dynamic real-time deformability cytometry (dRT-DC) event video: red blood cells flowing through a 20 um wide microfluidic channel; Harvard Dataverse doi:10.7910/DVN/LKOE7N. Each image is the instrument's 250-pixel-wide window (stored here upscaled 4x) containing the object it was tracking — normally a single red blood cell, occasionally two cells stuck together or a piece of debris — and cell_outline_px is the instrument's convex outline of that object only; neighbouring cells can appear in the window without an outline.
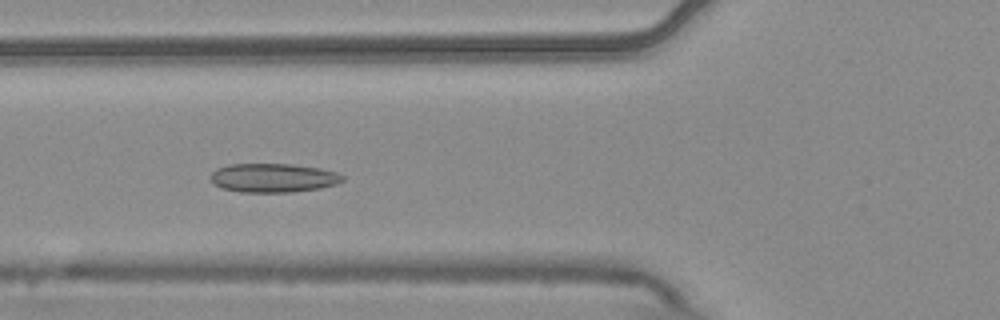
{"species": "common noctule bat (a hibernating species)", "species_latin": "Nyctalus noctula", "temperature_condition": "warm", "stored_images_in_passage": 5, "camera_frame_rate_fps": 3000, "um_per_image_px": 0.085, "animal": {"sex": "male", "body_mass_g": 20.4}, "frame": {"image": 1, "passage_image": 3, "time_ms": 0.667, "image_size_px": [1000, 320], "cell_outline_px": [[344, 180], [336, 184], [320, 188], [292, 192], [240, 192], [224, 188], [212, 184], [212, 172], [216, 168], [228, 164], [292, 164], [320, 168], [336, 172], [344, 176]], "centroid_in_image_um": [23.23, 15.11], "position_along_channel_um": 102.6, "area_um2": 22.25}}
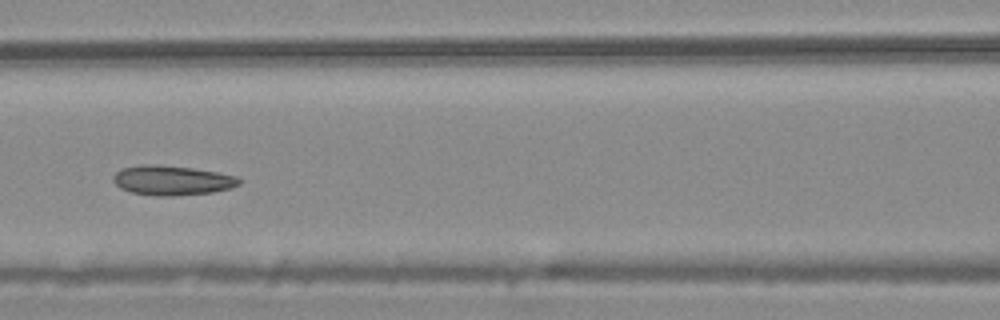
{"frame": {"image": 2, "passage_image": 4, "time_ms": 1.0, "image_size_px": [1000, 320], "cell_outline_px": [[240, 184], [228, 188], [212, 192], [172, 196], [160, 196], [132, 192], [120, 188], [112, 180], [112, 176], [116, 172], [124, 168], [140, 164], [156, 164], [192, 168], [216, 172], [236, 176], [240, 180]], "centroid_in_image_um": [14.58, 15.32], "position_along_channel_um": 152.0, "area_um2": 21.56}}
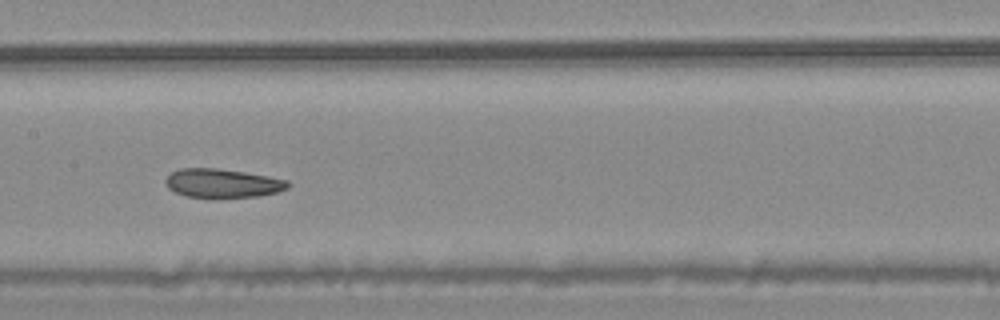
{"frame": {"image": 3, "passage_image": 5, "time_ms": 1.333, "image_size_px": [1000, 320], "cell_outline_px": [[288, 188], [276, 192], [260, 196], [184, 196], [168, 188], [164, 180], [172, 172], [180, 168], [216, 168], [244, 172], [268, 176], [288, 180]], "centroid_in_image_um": [18.9, 15.55], "position_along_channel_um": 188.5, "area_um2": 20.06}}